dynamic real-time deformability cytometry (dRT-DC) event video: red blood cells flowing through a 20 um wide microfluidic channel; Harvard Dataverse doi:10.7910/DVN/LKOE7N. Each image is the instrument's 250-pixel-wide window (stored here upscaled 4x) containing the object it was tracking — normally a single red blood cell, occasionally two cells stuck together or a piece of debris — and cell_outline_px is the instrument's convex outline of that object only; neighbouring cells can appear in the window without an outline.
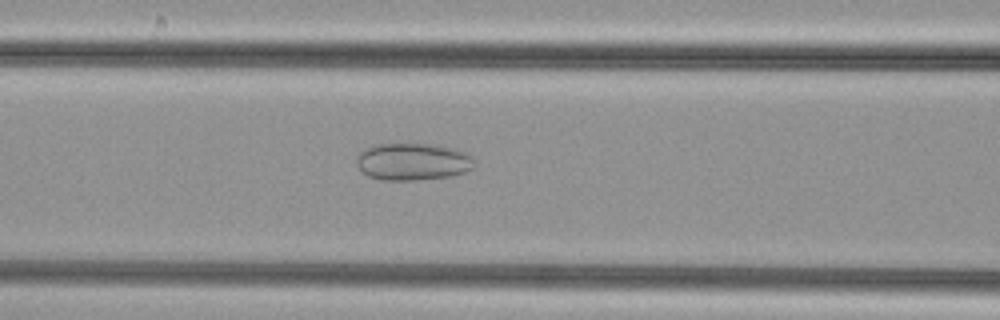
{"species": "common noctule bat (a hibernating species)", "species_latin": "Nyctalus noctula", "temperature_condition": "cold", "stored_images_in_passage": 39, "camera_frame_rate_fps": 3000, "um_per_image_px": 0.085, "animal": {"sex": "female", "body_mass_g": 29.2, "forearm_length_mm": 56.3}, "frame": {"image": 1, "passage_image": 10, "time_ms": 3.0, "image_size_px": [1000, 320], "cell_outline_px": [[476, 164], [472, 168], [464, 172], [452, 176], [412, 180], [380, 180], [368, 176], [360, 172], [356, 164], [356, 156], [364, 148], [376, 144], [440, 144], [468, 152], [472, 156]], "centroid_in_image_um": [35.08, 13.73], "position_along_channel_um": 131.5, "area_um2": 26.07}}
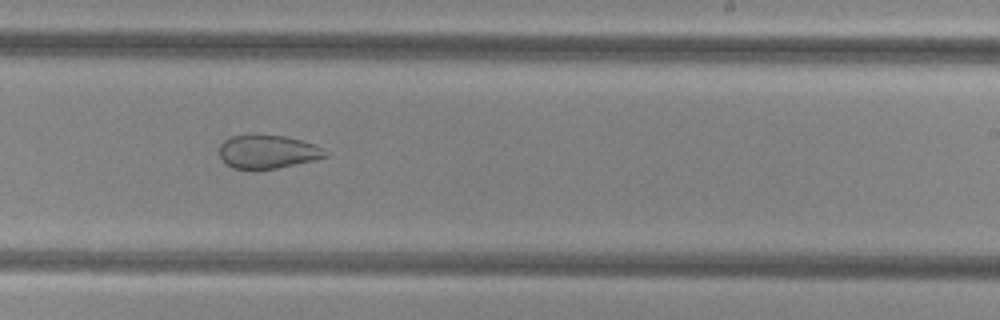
{"frame": {"image": 2, "passage_image": 20, "time_ms": 6.333, "image_size_px": [1000, 320], "cell_outline_px": [[328, 156], [312, 160], [276, 168], [256, 172], [232, 168], [220, 156], [220, 144], [224, 140], [232, 136], [248, 132], [288, 136], [316, 144], [324, 148], [328, 152]], "centroid_in_image_um": [22.73, 12.88], "position_along_channel_um": 266.3, "area_um2": 21.62}}
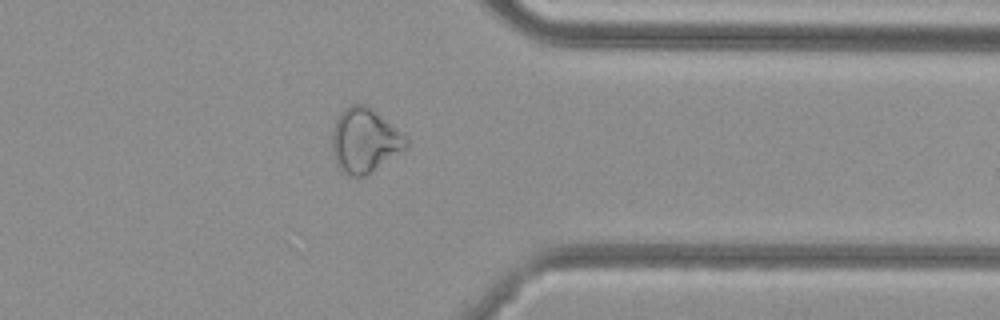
{"frame": {"image": 3, "passage_image": 29, "time_ms": 9.333, "image_size_px": [1000, 320], "cell_outline_px": [[408, 148], [368, 176], [352, 176], [340, 172], [336, 164], [332, 152], [332, 132], [336, 120], [340, 112], [344, 108], [352, 104], [364, 104], [372, 108], [408, 136]], "centroid_in_image_um": [31.02, 11.97], "position_along_channel_um": 380.4, "area_um2": 28.5}}